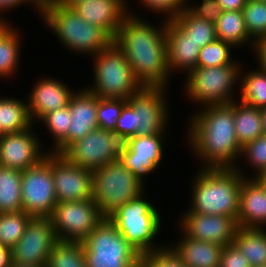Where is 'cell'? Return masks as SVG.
<instances>
[{"instance_id": "obj_44", "label": "cell", "mask_w": 266, "mask_h": 267, "mask_svg": "<svg viewBox=\"0 0 266 267\" xmlns=\"http://www.w3.org/2000/svg\"><path fill=\"white\" fill-rule=\"evenodd\" d=\"M219 267H251V265L242 252L234 244H230L222 249Z\"/></svg>"}, {"instance_id": "obj_25", "label": "cell", "mask_w": 266, "mask_h": 267, "mask_svg": "<svg viewBox=\"0 0 266 267\" xmlns=\"http://www.w3.org/2000/svg\"><path fill=\"white\" fill-rule=\"evenodd\" d=\"M233 244L249 260L251 267H266V231L238 227Z\"/></svg>"}, {"instance_id": "obj_38", "label": "cell", "mask_w": 266, "mask_h": 267, "mask_svg": "<svg viewBox=\"0 0 266 267\" xmlns=\"http://www.w3.org/2000/svg\"><path fill=\"white\" fill-rule=\"evenodd\" d=\"M126 102L127 99L98 97V108L96 113L98 128L114 131L117 125V120L120 117L122 108Z\"/></svg>"}, {"instance_id": "obj_36", "label": "cell", "mask_w": 266, "mask_h": 267, "mask_svg": "<svg viewBox=\"0 0 266 267\" xmlns=\"http://www.w3.org/2000/svg\"><path fill=\"white\" fill-rule=\"evenodd\" d=\"M233 47L222 40L216 39L213 42L202 47L196 67H217L229 65L234 61L231 58V49Z\"/></svg>"}, {"instance_id": "obj_4", "label": "cell", "mask_w": 266, "mask_h": 267, "mask_svg": "<svg viewBox=\"0 0 266 267\" xmlns=\"http://www.w3.org/2000/svg\"><path fill=\"white\" fill-rule=\"evenodd\" d=\"M43 21L53 31L66 49L79 54L101 52L113 39L101 28L87 23L77 12L55 0H42Z\"/></svg>"}, {"instance_id": "obj_5", "label": "cell", "mask_w": 266, "mask_h": 267, "mask_svg": "<svg viewBox=\"0 0 266 267\" xmlns=\"http://www.w3.org/2000/svg\"><path fill=\"white\" fill-rule=\"evenodd\" d=\"M93 67L94 84L86 89L99 98L128 99L144 87L114 40L94 55Z\"/></svg>"}, {"instance_id": "obj_13", "label": "cell", "mask_w": 266, "mask_h": 267, "mask_svg": "<svg viewBox=\"0 0 266 267\" xmlns=\"http://www.w3.org/2000/svg\"><path fill=\"white\" fill-rule=\"evenodd\" d=\"M57 241L49 217H31L25 233L11 248V260L21 265L46 267Z\"/></svg>"}, {"instance_id": "obj_43", "label": "cell", "mask_w": 266, "mask_h": 267, "mask_svg": "<svg viewBox=\"0 0 266 267\" xmlns=\"http://www.w3.org/2000/svg\"><path fill=\"white\" fill-rule=\"evenodd\" d=\"M186 9L194 16L215 23L223 10L218 0H202L199 5H187Z\"/></svg>"}, {"instance_id": "obj_31", "label": "cell", "mask_w": 266, "mask_h": 267, "mask_svg": "<svg viewBox=\"0 0 266 267\" xmlns=\"http://www.w3.org/2000/svg\"><path fill=\"white\" fill-rule=\"evenodd\" d=\"M242 77L239 81L241 89L240 102L255 107L257 109H263L266 107V72H264L260 67L257 70H252L251 72H246L243 74L240 71ZM243 74V76H242Z\"/></svg>"}, {"instance_id": "obj_23", "label": "cell", "mask_w": 266, "mask_h": 267, "mask_svg": "<svg viewBox=\"0 0 266 267\" xmlns=\"http://www.w3.org/2000/svg\"><path fill=\"white\" fill-rule=\"evenodd\" d=\"M238 227L264 228L266 226V195L253 178H244L240 187Z\"/></svg>"}, {"instance_id": "obj_41", "label": "cell", "mask_w": 266, "mask_h": 267, "mask_svg": "<svg viewBox=\"0 0 266 267\" xmlns=\"http://www.w3.org/2000/svg\"><path fill=\"white\" fill-rule=\"evenodd\" d=\"M151 11L167 14L164 21H173L184 9L188 0H138Z\"/></svg>"}, {"instance_id": "obj_27", "label": "cell", "mask_w": 266, "mask_h": 267, "mask_svg": "<svg viewBox=\"0 0 266 267\" xmlns=\"http://www.w3.org/2000/svg\"><path fill=\"white\" fill-rule=\"evenodd\" d=\"M234 127L242 147L264 134L260 109L234 101Z\"/></svg>"}, {"instance_id": "obj_52", "label": "cell", "mask_w": 266, "mask_h": 267, "mask_svg": "<svg viewBox=\"0 0 266 267\" xmlns=\"http://www.w3.org/2000/svg\"><path fill=\"white\" fill-rule=\"evenodd\" d=\"M4 18H0V34L10 25L9 22H5Z\"/></svg>"}, {"instance_id": "obj_39", "label": "cell", "mask_w": 266, "mask_h": 267, "mask_svg": "<svg viewBox=\"0 0 266 267\" xmlns=\"http://www.w3.org/2000/svg\"><path fill=\"white\" fill-rule=\"evenodd\" d=\"M138 267H188L172 247L140 254Z\"/></svg>"}, {"instance_id": "obj_56", "label": "cell", "mask_w": 266, "mask_h": 267, "mask_svg": "<svg viewBox=\"0 0 266 267\" xmlns=\"http://www.w3.org/2000/svg\"><path fill=\"white\" fill-rule=\"evenodd\" d=\"M262 42L266 45V38Z\"/></svg>"}, {"instance_id": "obj_54", "label": "cell", "mask_w": 266, "mask_h": 267, "mask_svg": "<svg viewBox=\"0 0 266 267\" xmlns=\"http://www.w3.org/2000/svg\"><path fill=\"white\" fill-rule=\"evenodd\" d=\"M261 187L262 189L264 190V193L266 195V182H257Z\"/></svg>"}, {"instance_id": "obj_1", "label": "cell", "mask_w": 266, "mask_h": 267, "mask_svg": "<svg viewBox=\"0 0 266 267\" xmlns=\"http://www.w3.org/2000/svg\"><path fill=\"white\" fill-rule=\"evenodd\" d=\"M131 13L128 10L123 18L114 42L123 50L143 86L166 87L171 75L167 62V21L159 28Z\"/></svg>"}, {"instance_id": "obj_48", "label": "cell", "mask_w": 266, "mask_h": 267, "mask_svg": "<svg viewBox=\"0 0 266 267\" xmlns=\"http://www.w3.org/2000/svg\"><path fill=\"white\" fill-rule=\"evenodd\" d=\"M11 263V248L0 244V267H10Z\"/></svg>"}, {"instance_id": "obj_14", "label": "cell", "mask_w": 266, "mask_h": 267, "mask_svg": "<svg viewBox=\"0 0 266 267\" xmlns=\"http://www.w3.org/2000/svg\"><path fill=\"white\" fill-rule=\"evenodd\" d=\"M51 169L58 202L93 199L91 170L73 164L64 155L53 152Z\"/></svg>"}, {"instance_id": "obj_37", "label": "cell", "mask_w": 266, "mask_h": 267, "mask_svg": "<svg viewBox=\"0 0 266 267\" xmlns=\"http://www.w3.org/2000/svg\"><path fill=\"white\" fill-rule=\"evenodd\" d=\"M39 121L44 123L50 135L53 136L52 138L55 139L52 149L54 150L68 136L69 126L71 124L69 106L56 109L46 114Z\"/></svg>"}, {"instance_id": "obj_17", "label": "cell", "mask_w": 266, "mask_h": 267, "mask_svg": "<svg viewBox=\"0 0 266 267\" xmlns=\"http://www.w3.org/2000/svg\"><path fill=\"white\" fill-rule=\"evenodd\" d=\"M32 126L21 132L5 133L0 138V166L24 171L37 165L47 153Z\"/></svg>"}, {"instance_id": "obj_26", "label": "cell", "mask_w": 266, "mask_h": 267, "mask_svg": "<svg viewBox=\"0 0 266 267\" xmlns=\"http://www.w3.org/2000/svg\"><path fill=\"white\" fill-rule=\"evenodd\" d=\"M217 39L229 43L233 48L249 42L254 50L256 43L248 34L242 11H223L215 22Z\"/></svg>"}, {"instance_id": "obj_42", "label": "cell", "mask_w": 266, "mask_h": 267, "mask_svg": "<svg viewBox=\"0 0 266 267\" xmlns=\"http://www.w3.org/2000/svg\"><path fill=\"white\" fill-rule=\"evenodd\" d=\"M136 113L133 107L126 102L122 108L120 117L117 120L115 132H117L125 141L136 136Z\"/></svg>"}, {"instance_id": "obj_20", "label": "cell", "mask_w": 266, "mask_h": 267, "mask_svg": "<svg viewBox=\"0 0 266 267\" xmlns=\"http://www.w3.org/2000/svg\"><path fill=\"white\" fill-rule=\"evenodd\" d=\"M71 7L87 23L103 29L113 40L129 9L126 0H81Z\"/></svg>"}, {"instance_id": "obj_12", "label": "cell", "mask_w": 266, "mask_h": 267, "mask_svg": "<svg viewBox=\"0 0 266 267\" xmlns=\"http://www.w3.org/2000/svg\"><path fill=\"white\" fill-rule=\"evenodd\" d=\"M124 146L125 140L117 132L98 128L72 143L62 155L71 163L94 171L117 160Z\"/></svg>"}, {"instance_id": "obj_19", "label": "cell", "mask_w": 266, "mask_h": 267, "mask_svg": "<svg viewBox=\"0 0 266 267\" xmlns=\"http://www.w3.org/2000/svg\"><path fill=\"white\" fill-rule=\"evenodd\" d=\"M68 106L71 124L68 136L54 150H51L56 154H62L72 143L98 129L96 117L98 96L83 88L72 95Z\"/></svg>"}, {"instance_id": "obj_10", "label": "cell", "mask_w": 266, "mask_h": 267, "mask_svg": "<svg viewBox=\"0 0 266 267\" xmlns=\"http://www.w3.org/2000/svg\"><path fill=\"white\" fill-rule=\"evenodd\" d=\"M49 219L58 240L82 242L105 216L91 199L57 202Z\"/></svg>"}, {"instance_id": "obj_29", "label": "cell", "mask_w": 266, "mask_h": 267, "mask_svg": "<svg viewBox=\"0 0 266 267\" xmlns=\"http://www.w3.org/2000/svg\"><path fill=\"white\" fill-rule=\"evenodd\" d=\"M0 123L6 133L29 129L33 123L27 103L12 97L0 98Z\"/></svg>"}, {"instance_id": "obj_16", "label": "cell", "mask_w": 266, "mask_h": 267, "mask_svg": "<svg viewBox=\"0 0 266 267\" xmlns=\"http://www.w3.org/2000/svg\"><path fill=\"white\" fill-rule=\"evenodd\" d=\"M165 134L166 132L127 139L123 151L118 157L119 161L143 181V178L154 172L162 161Z\"/></svg>"}, {"instance_id": "obj_46", "label": "cell", "mask_w": 266, "mask_h": 267, "mask_svg": "<svg viewBox=\"0 0 266 267\" xmlns=\"http://www.w3.org/2000/svg\"><path fill=\"white\" fill-rule=\"evenodd\" d=\"M247 0H218L223 11H242Z\"/></svg>"}, {"instance_id": "obj_2", "label": "cell", "mask_w": 266, "mask_h": 267, "mask_svg": "<svg viewBox=\"0 0 266 267\" xmlns=\"http://www.w3.org/2000/svg\"><path fill=\"white\" fill-rule=\"evenodd\" d=\"M195 113L189 121L187 138L192 152L204 162L202 168H236L242 146L234 127V101L205 106Z\"/></svg>"}, {"instance_id": "obj_6", "label": "cell", "mask_w": 266, "mask_h": 267, "mask_svg": "<svg viewBox=\"0 0 266 267\" xmlns=\"http://www.w3.org/2000/svg\"><path fill=\"white\" fill-rule=\"evenodd\" d=\"M143 198L142 193L108 216L128 243L140 254L164 247L153 243L161 229L160 214L151 202Z\"/></svg>"}, {"instance_id": "obj_24", "label": "cell", "mask_w": 266, "mask_h": 267, "mask_svg": "<svg viewBox=\"0 0 266 267\" xmlns=\"http://www.w3.org/2000/svg\"><path fill=\"white\" fill-rule=\"evenodd\" d=\"M171 246L188 267H219L220 256L224 246L221 244L196 240L187 237Z\"/></svg>"}, {"instance_id": "obj_9", "label": "cell", "mask_w": 266, "mask_h": 267, "mask_svg": "<svg viewBox=\"0 0 266 267\" xmlns=\"http://www.w3.org/2000/svg\"><path fill=\"white\" fill-rule=\"evenodd\" d=\"M241 66L234 60L229 65L196 67L187 74L186 95L201 106L230 104L235 101L232 92L240 81Z\"/></svg>"}, {"instance_id": "obj_49", "label": "cell", "mask_w": 266, "mask_h": 267, "mask_svg": "<svg viewBox=\"0 0 266 267\" xmlns=\"http://www.w3.org/2000/svg\"><path fill=\"white\" fill-rule=\"evenodd\" d=\"M261 118H262V130L263 133L266 135V107L263 109H260Z\"/></svg>"}, {"instance_id": "obj_15", "label": "cell", "mask_w": 266, "mask_h": 267, "mask_svg": "<svg viewBox=\"0 0 266 267\" xmlns=\"http://www.w3.org/2000/svg\"><path fill=\"white\" fill-rule=\"evenodd\" d=\"M166 87H143L131 95L127 102L136 113V136L156 135L166 132L168 105L165 103Z\"/></svg>"}, {"instance_id": "obj_50", "label": "cell", "mask_w": 266, "mask_h": 267, "mask_svg": "<svg viewBox=\"0 0 266 267\" xmlns=\"http://www.w3.org/2000/svg\"><path fill=\"white\" fill-rule=\"evenodd\" d=\"M55 1L61 5L71 7L73 4L81 0H55Z\"/></svg>"}, {"instance_id": "obj_34", "label": "cell", "mask_w": 266, "mask_h": 267, "mask_svg": "<svg viewBox=\"0 0 266 267\" xmlns=\"http://www.w3.org/2000/svg\"><path fill=\"white\" fill-rule=\"evenodd\" d=\"M31 216L24 211L0 213V244L12 248L25 233Z\"/></svg>"}, {"instance_id": "obj_18", "label": "cell", "mask_w": 266, "mask_h": 267, "mask_svg": "<svg viewBox=\"0 0 266 267\" xmlns=\"http://www.w3.org/2000/svg\"><path fill=\"white\" fill-rule=\"evenodd\" d=\"M180 220L182 233L187 237L222 246L233 244L238 229L237 221L227 215H204L187 211Z\"/></svg>"}, {"instance_id": "obj_8", "label": "cell", "mask_w": 266, "mask_h": 267, "mask_svg": "<svg viewBox=\"0 0 266 267\" xmlns=\"http://www.w3.org/2000/svg\"><path fill=\"white\" fill-rule=\"evenodd\" d=\"M87 267H138L140 253L105 219L82 241Z\"/></svg>"}, {"instance_id": "obj_45", "label": "cell", "mask_w": 266, "mask_h": 267, "mask_svg": "<svg viewBox=\"0 0 266 267\" xmlns=\"http://www.w3.org/2000/svg\"><path fill=\"white\" fill-rule=\"evenodd\" d=\"M29 2V3H28ZM41 2L42 0H0V13L5 10H11V8H17L22 4H32L41 14ZM17 6V7H16ZM1 18V16H0Z\"/></svg>"}, {"instance_id": "obj_35", "label": "cell", "mask_w": 266, "mask_h": 267, "mask_svg": "<svg viewBox=\"0 0 266 267\" xmlns=\"http://www.w3.org/2000/svg\"><path fill=\"white\" fill-rule=\"evenodd\" d=\"M242 12L251 39L255 43L263 41L266 38V2L247 0Z\"/></svg>"}, {"instance_id": "obj_32", "label": "cell", "mask_w": 266, "mask_h": 267, "mask_svg": "<svg viewBox=\"0 0 266 267\" xmlns=\"http://www.w3.org/2000/svg\"><path fill=\"white\" fill-rule=\"evenodd\" d=\"M18 31L9 25L0 34V77H11L18 67L21 41Z\"/></svg>"}, {"instance_id": "obj_7", "label": "cell", "mask_w": 266, "mask_h": 267, "mask_svg": "<svg viewBox=\"0 0 266 267\" xmlns=\"http://www.w3.org/2000/svg\"><path fill=\"white\" fill-rule=\"evenodd\" d=\"M92 174L93 200L105 217L145 193L144 182L132 174L119 159L95 169Z\"/></svg>"}, {"instance_id": "obj_3", "label": "cell", "mask_w": 266, "mask_h": 267, "mask_svg": "<svg viewBox=\"0 0 266 267\" xmlns=\"http://www.w3.org/2000/svg\"><path fill=\"white\" fill-rule=\"evenodd\" d=\"M199 171L192 181V203L188 211L204 215H227L236 220L240 187L246 175L239 167L203 168Z\"/></svg>"}, {"instance_id": "obj_40", "label": "cell", "mask_w": 266, "mask_h": 267, "mask_svg": "<svg viewBox=\"0 0 266 267\" xmlns=\"http://www.w3.org/2000/svg\"><path fill=\"white\" fill-rule=\"evenodd\" d=\"M246 157L247 163L254 167L255 176H259L266 169V135L262 134L253 141L246 143L241 150L240 157Z\"/></svg>"}, {"instance_id": "obj_28", "label": "cell", "mask_w": 266, "mask_h": 267, "mask_svg": "<svg viewBox=\"0 0 266 267\" xmlns=\"http://www.w3.org/2000/svg\"><path fill=\"white\" fill-rule=\"evenodd\" d=\"M22 171L0 166V213L22 210Z\"/></svg>"}, {"instance_id": "obj_30", "label": "cell", "mask_w": 266, "mask_h": 267, "mask_svg": "<svg viewBox=\"0 0 266 267\" xmlns=\"http://www.w3.org/2000/svg\"><path fill=\"white\" fill-rule=\"evenodd\" d=\"M173 22L201 48L217 39L215 23L192 15L184 9Z\"/></svg>"}, {"instance_id": "obj_22", "label": "cell", "mask_w": 266, "mask_h": 267, "mask_svg": "<svg viewBox=\"0 0 266 267\" xmlns=\"http://www.w3.org/2000/svg\"><path fill=\"white\" fill-rule=\"evenodd\" d=\"M167 62L170 74L175 71L189 73L197 66L201 47L193 42L173 21H167L165 28Z\"/></svg>"}, {"instance_id": "obj_51", "label": "cell", "mask_w": 266, "mask_h": 267, "mask_svg": "<svg viewBox=\"0 0 266 267\" xmlns=\"http://www.w3.org/2000/svg\"><path fill=\"white\" fill-rule=\"evenodd\" d=\"M256 182H266V169L257 177H253Z\"/></svg>"}, {"instance_id": "obj_47", "label": "cell", "mask_w": 266, "mask_h": 267, "mask_svg": "<svg viewBox=\"0 0 266 267\" xmlns=\"http://www.w3.org/2000/svg\"><path fill=\"white\" fill-rule=\"evenodd\" d=\"M254 53L259 67L266 72V45L262 41L257 42L254 47Z\"/></svg>"}, {"instance_id": "obj_21", "label": "cell", "mask_w": 266, "mask_h": 267, "mask_svg": "<svg viewBox=\"0 0 266 267\" xmlns=\"http://www.w3.org/2000/svg\"><path fill=\"white\" fill-rule=\"evenodd\" d=\"M31 89L27 101L29 116L40 120L44 115L51 113L59 108H65L69 105L72 95L71 91L62 81L52 78H40Z\"/></svg>"}, {"instance_id": "obj_53", "label": "cell", "mask_w": 266, "mask_h": 267, "mask_svg": "<svg viewBox=\"0 0 266 267\" xmlns=\"http://www.w3.org/2000/svg\"><path fill=\"white\" fill-rule=\"evenodd\" d=\"M10 267H36V266L21 265V264H17V263L12 262Z\"/></svg>"}, {"instance_id": "obj_55", "label": "cell", "mask_w": 266, "mask_h": 267, "mask_svg": "<svg viewBox=\"0 0 266 267\" xmlns=\"http://www.w3.org/2000/svg\"><path fill=\"white\" fill-rule=\"evenodd\" d=\"M6 132L3 130L1 123H0V138L5 134Z\"/></svg>"}, {"instance_id": "obj_11", "label": "cell", "mask_w": 266, "mask_h": 267, "mask_svg": "<svg viewBox=\"0 0 266 267\" xmlns=\"http://www.w3.org/2000/svg\"><path fill=\"white\" fill-rule=\"evenodd\" d=\"M37 165L22 171V211L31 217H49L57 204L51 169V151Z\"/></svg>"}, {"instance_id": "obj_33", "label": "cell", "mask_w": 266, "mask_h": 267, "mask_svg": "<svg viewBox=\"0 0 266 267\" xmlns=\"http://www.w3.org/2000/svg\"><path fill=\"white\" fill-rule=\"evenodd\" d=\"M46 267H87L82 242L58 240L48 256Z\"/></svg>"}]
</instances>
